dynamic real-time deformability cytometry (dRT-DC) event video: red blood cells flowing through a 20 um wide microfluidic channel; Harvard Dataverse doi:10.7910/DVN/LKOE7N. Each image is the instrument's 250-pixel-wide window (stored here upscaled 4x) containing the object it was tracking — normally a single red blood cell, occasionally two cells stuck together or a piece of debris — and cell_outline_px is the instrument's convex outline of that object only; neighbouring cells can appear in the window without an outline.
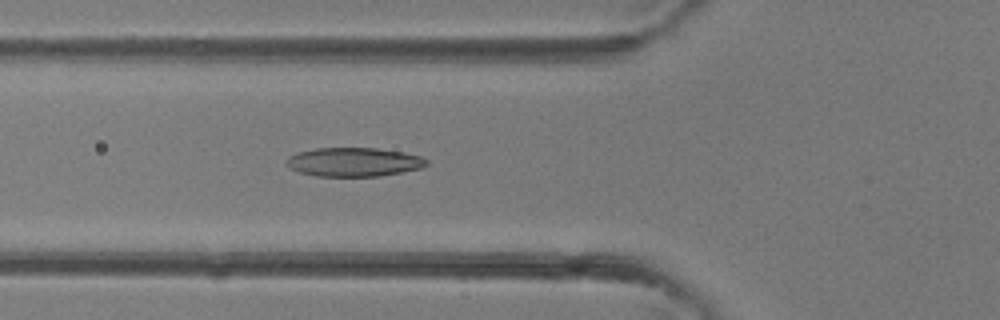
{"species": "common noctule bat (a hibernating species)", "species_latin": "Nyctalus noctula", "temperature_condition": "room temperature", "stored_images_in_passage": 39, "camera_frame_rate_fps": 3000, "um_per_image_px": 0.085, "animal": {"sex": "female"}, "frame": {"image": 1, "passage_image": 14, "time_ms": 4.333, "image_size_px": [1000, 320], "cell_outline_px": [[428, 164], [420, 168], [380, 176], [316, 176], [300, 172], [292, 168], [288, 164], [288, 156], [300, 152], [316, 148], [376, 148], [404, 152], [420, 156], [428, 160]], "centroid_in_image_um": [30.11, 13.77], "position_along_channel_um": 95.7, "area_um2": 23.29}}
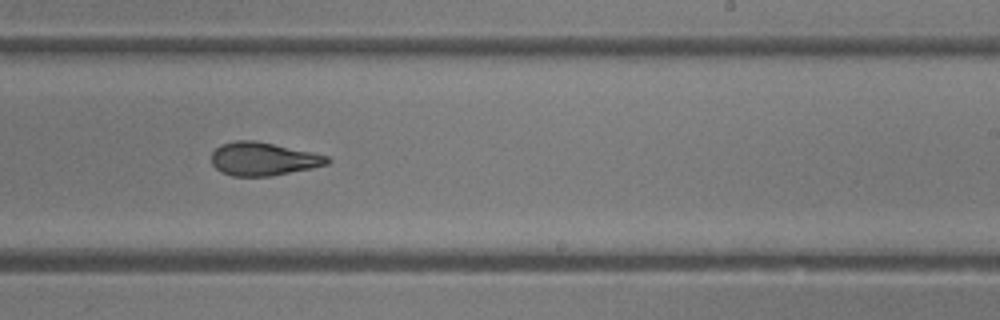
{"frame": {"image": 2, "passage_image": 24, "time_ms": 7.667, "image_size_px": [1000, 320], "cell_outline_px": [[332, 160], [328, 164], [312, 168], [272, 176], [232, 176], [216, 168], [212, 164], [212, 152], [220, 144], [236, 140], [256, 140], [312, 152], [328, 156]], "centroid_in_image_um": [22.39, 13.5], "position_along_channel_um": 266.6, "area_um2": 22.48}}
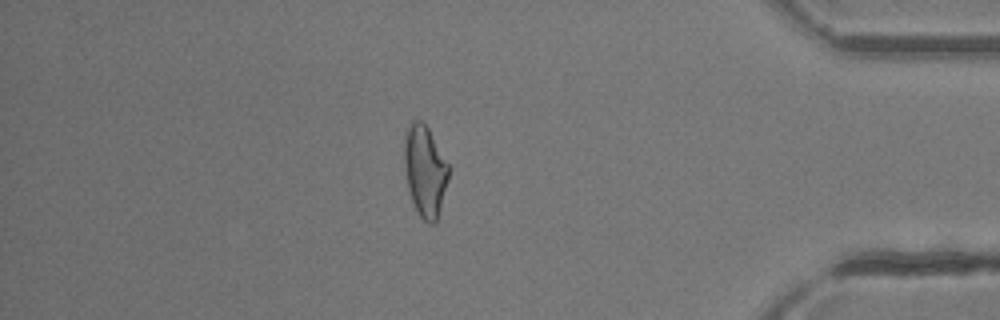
{"frame": {"image": 3, "passage_image": 34, "time_ms": 11.0, "image_size_px": [1000, 320], "cell_outline_px": [[448, 180], [440, 208], [436, 220], [432, 224], [428, 224], [420, 216], [412, 200], [408, 188], [404, 168], [404, 140], [408, 128], [412, 120], [420, 120], [428, 128], [448, 164]], "centroid_in_image_um": [36.11, 14.52], "position_along_channel_um": 399.1, "area_um2": 23.12}}